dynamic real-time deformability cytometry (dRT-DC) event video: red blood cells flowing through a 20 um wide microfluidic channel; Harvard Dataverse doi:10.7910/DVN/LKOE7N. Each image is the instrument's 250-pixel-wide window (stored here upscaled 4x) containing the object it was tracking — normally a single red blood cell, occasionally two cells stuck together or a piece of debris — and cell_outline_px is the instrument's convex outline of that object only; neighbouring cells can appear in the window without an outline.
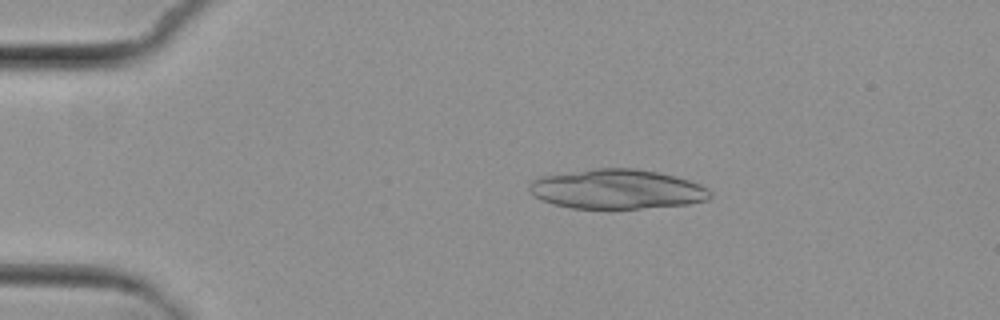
{"species": "common noctule bat (a hibernating species)", "species_latin": "Nyctalus noctula", "temperature_condition": "cold", "stored_images_in_passage": 9, "segment_of_instrument_passage": [1, 2], "camera_frame_rate_fps": 3000, "um_per_image_px": 0.085, "animal": {"sex": "female", "body_mass_g": 29.2, "forearm_length_mm": 56.3}, "frame": {"image": 1, "passage_image": 3, "time_ms": 3.0, "image_size_px": [1000, 320], "cell_outline_px": [[712, 196], [708, 200], [688, 204], [640, 208], [572, 208], [540, 200], [528, 188], [528, 184], [532, 180], [540, 176], [592, 168], [636, 168], [656, 172], [688, 180], [700, 184], [708, 188], [712, 192]], "centroid_in_image_um": [52.44, 16.07], "position_along_channel_um": 32.6, "area_um2": 41.67}}